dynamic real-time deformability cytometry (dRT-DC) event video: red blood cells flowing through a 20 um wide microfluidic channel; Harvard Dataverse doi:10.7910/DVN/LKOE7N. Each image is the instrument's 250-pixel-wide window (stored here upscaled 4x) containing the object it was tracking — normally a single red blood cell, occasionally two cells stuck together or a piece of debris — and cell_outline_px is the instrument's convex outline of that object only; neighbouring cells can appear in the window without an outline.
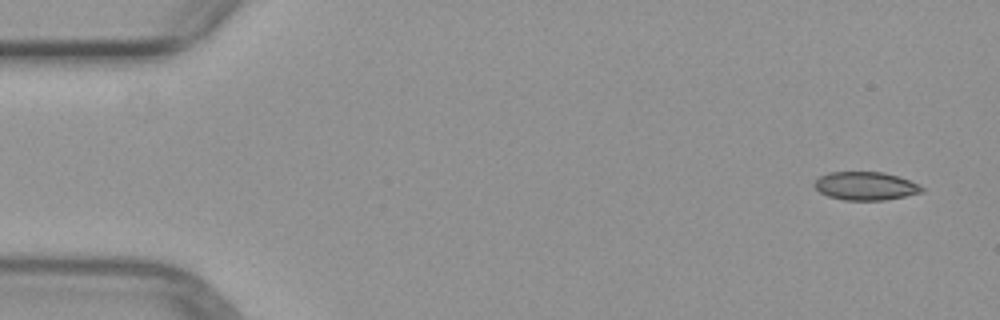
{"species": "common noctule bat (a hibernating species)", "species_latin": "Nyctalus noctula", "temperature_condition": "warm", "stored_images_in_passage": 5, "segment_of_instrument_passage": [1, 2], "camera_frame_rate_fps": 3000, "um_per_image_px": 0.085, "animal": {"sex": "female", "body_mass_g": 29.2, "forearm_length_mm": 56.3}, "frame": {"image": 1, "passage_image": 1, "time_ms": 0.0, "image_size_px": [1000, 320], "cell_outline_px": [[924, 192], [884, 200], [844, 200], [828, 196], [820, 192], [812, 184], [820, 176], [828, 172], [884, 172], [908, 180], [924, 188]], "centroid_in_image_um": [73.54, 15.81], "position_along_channel_um": 11.5, "area_um2": 17.57}}